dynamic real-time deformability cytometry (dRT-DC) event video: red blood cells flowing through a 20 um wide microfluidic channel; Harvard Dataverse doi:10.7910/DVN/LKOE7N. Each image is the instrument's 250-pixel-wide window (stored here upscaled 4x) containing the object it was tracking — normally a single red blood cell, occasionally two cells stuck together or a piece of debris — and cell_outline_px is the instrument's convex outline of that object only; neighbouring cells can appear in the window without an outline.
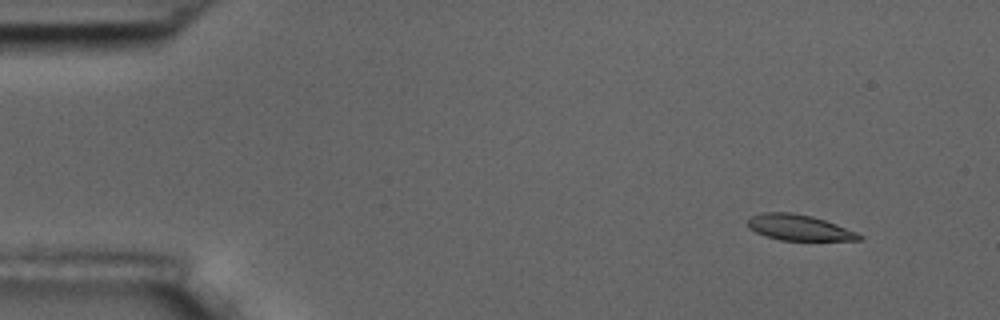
{"species": "common noctule bat (a hibernating species)", "species_latin": "Nyctalus noctula", "temperature_condition": "room temperature", "stored_images_in_passage": 6, "camera_frame_rate_fps": 3000, "um_per_image_px": 0.085, "animal": {"sex": "male", "body_mass_g": 17.5, "forearm_length_mm": 52.3}, "frame": {"image": 1, "passage_image": 1, "time_ms": 0.0, "image_size_px": [1000, 320], "cell_outline_px": [[864, 236], [860, 240], [780, 240], [764, 236], [748, 228], [748, 220], [752, 216], [764, 212], [792, 212], [812, 216], [836, 224], [856, 232]], "centroid_in_image_um": [67.9, 19.34], "position_along_channel_um": 17.1, "area_um2": 16.65}}
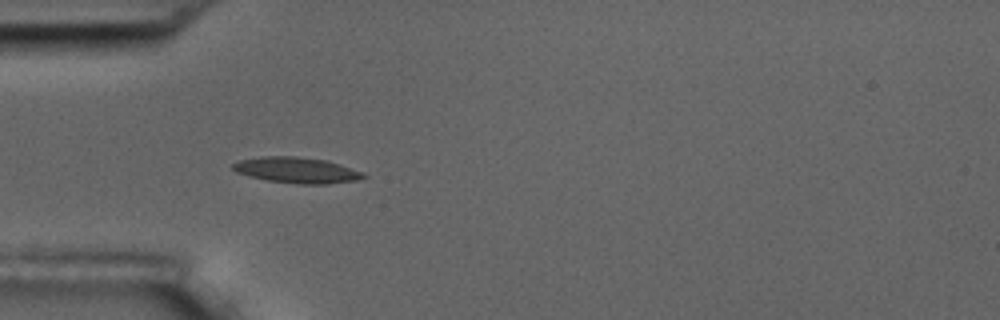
{"frame": {"image": 2, "passage_image": 4, "time_ms": 4.0, "image_size_px": [1000, 320], "cell_outline_px": [[368, 176], [356, 180], [328, 184], [300, 184], [268, 180], [248, 176], [236, 172], [232, 168], [232, 164], [240, 160], [260, 156], [296, 156], [328, 160], [364, 172]], "centroid_in_image_um": [25.24, 14.45], "position_along_channel_um": 59.8, "area_um2": 19.77}}